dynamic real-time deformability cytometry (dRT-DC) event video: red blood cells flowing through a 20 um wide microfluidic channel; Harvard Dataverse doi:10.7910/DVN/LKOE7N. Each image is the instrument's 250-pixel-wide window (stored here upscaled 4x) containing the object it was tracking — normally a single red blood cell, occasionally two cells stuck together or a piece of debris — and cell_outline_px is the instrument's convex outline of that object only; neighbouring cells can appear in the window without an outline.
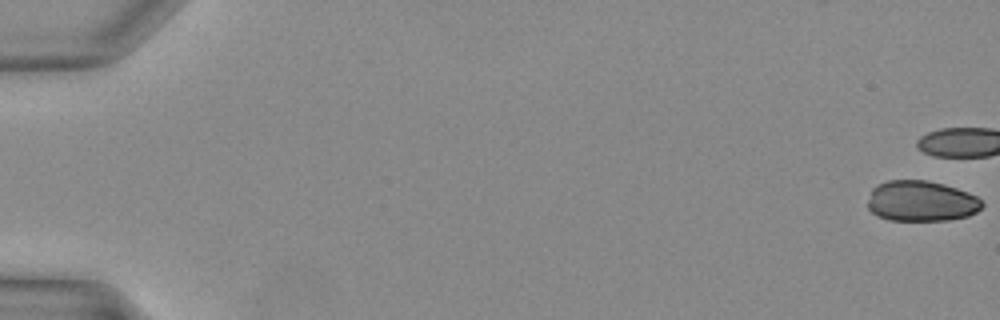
{"species": "Egyptian fruit bat (a non-hibernating species)", "species_latin": "Rousettus aegyptiacus", "temperature_condition": "warm", "stored_images_in_passage": 12, "camera_frame_rate_fps": 3000, "um_per_image_px": 0.085, "animal": {"sex": "female"}, "frame": {"image": 1, "passage_image": 1, "time_ms": 0.0, "image_size_px": [1000, 320], "cell_outline_px": [[984, 204], [976, 212], [968, 216], [948, 220], [888, 220], [876, 216], [868, 208], [868, 200], [872, 188], [876, 184], [888, 180], [928, 180], [944, 184], [968, 192], [976, 196]], "centroid_in_image_um": [78.28, 17.09], "position_along_channel_um": 6.7, "area_um2": 27.22}}